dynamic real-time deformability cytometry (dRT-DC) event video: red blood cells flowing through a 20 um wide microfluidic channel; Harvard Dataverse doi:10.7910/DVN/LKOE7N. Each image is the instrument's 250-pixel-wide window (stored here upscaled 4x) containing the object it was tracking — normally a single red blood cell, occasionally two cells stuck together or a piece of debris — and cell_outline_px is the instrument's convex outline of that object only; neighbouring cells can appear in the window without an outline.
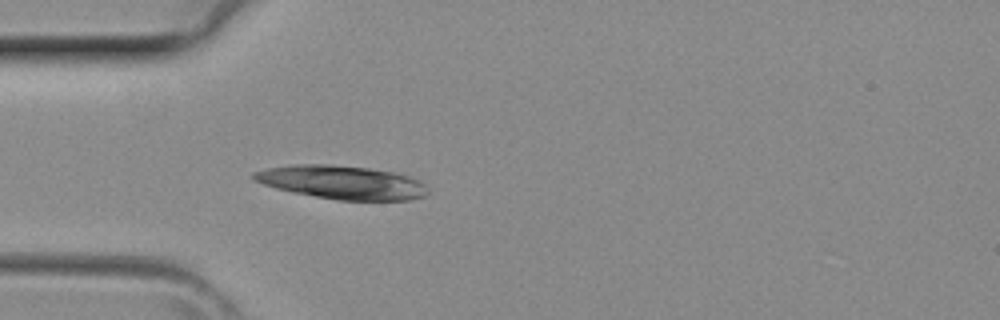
{"species": "common noctule bat (a hibernating species)", "species_latin": "Nyctalus noctula", "temperature_condition": "room temperature", "stored_images_in_passage": 3, "camera_frame_rate_fps": 3000, "um_per_image_px": 0.085, "animal": {"sex": "female", "body_mass_g": 29.2, "forearm_length_mm": 56.3}, "frame": {"image": 1, "passage_image": 3, "time_ms": 0.667, "image_size_px": [1000, 320], "cell_outline_px": [[428, 192], [424, 196], [408, 200], [340, 200], [292, 192], [276, 188], [252, 180], [252, 172], [268, 168], [292, 164], [332, 164], [368, 168], [392, 172], [408, 176], [420, 180], [428, 184]], "centroid_in_image_um": [29.07, 15.49], "position_along_channel_um": 55.9, "area_um2": 34.04}}